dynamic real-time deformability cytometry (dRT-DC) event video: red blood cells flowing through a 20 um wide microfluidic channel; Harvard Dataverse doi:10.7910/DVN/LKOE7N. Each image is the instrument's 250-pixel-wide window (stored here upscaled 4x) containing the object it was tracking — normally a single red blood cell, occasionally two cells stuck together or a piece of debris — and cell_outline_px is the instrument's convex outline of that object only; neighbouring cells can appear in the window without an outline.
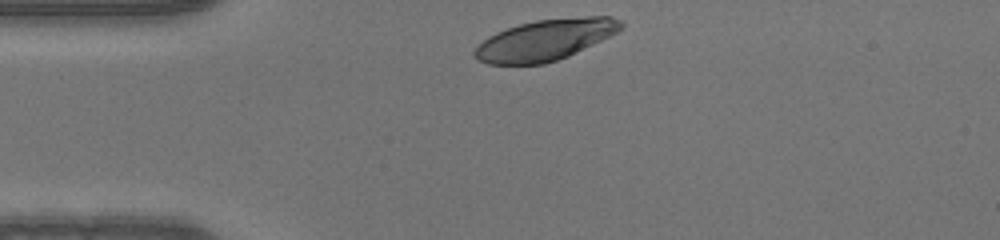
{"species": "human", "species_latin": "Homo sapiens", "temperature_condition": "warm", "stored_images_in_passage": 30, "camera_frame_rate_fps": 3000, "um_per_image_px": 0.085, "donor": {"sex": "male"}, "frame": {"image": 1, "passage_image": 1, "time_ms": 0.0, "image_size_px": [1000, 240], "cell_outline_px": [[624, 28], [568, 56], [544, 64], [488, 64], [472, 56], [472, 52], [488, 36], [496, 32], [520, 24], [536, 20], [584, 16], [612, 16], [620, 20], [624, 24]], "centroid_in_image_um": [46.34, 3.38], "position_along_channel_um": 38.7, "area_um2": 34.62}}
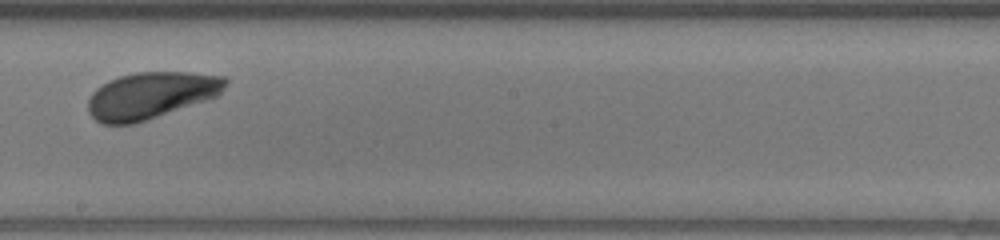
{"frame": {"image": 2, "passage_image": 18, "time_ms": 5.667, "image_size_px": [1000, 240], "cell_outline_px": [[228, 84], [216, 96], [208, 100], [148, 120], [132, 124], [100, 124], [88, 112], [88, 96], [96, 88], [108, 80], [120, 76], [136, 72], [192, 72], [228, 76]], "centroid_in_image_um": [12.84, 8.1], "position_along_channel_um": 235.4, "area_um2": 37.86}}
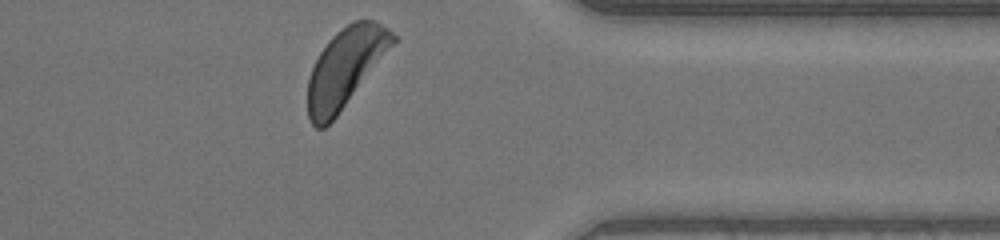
{"frame": {"image": 3, "passage_image": 30, "time_ms": 9.667, "image_size_px": [1000, 240], "cell_outline_px": [[400, 40], [336, 116], [324, 128], [316, 128], [312, 124], [308, 116], [308, 80], [312, 68], [320, 52], [328, 40], [340, 28], [352, 20], [372, 20], [388, 28], [400, 36]], "centroid_in_image_um": [29.42, 5.71], "position_along_channel_um": 382.0, "area_um2": 39.42}}